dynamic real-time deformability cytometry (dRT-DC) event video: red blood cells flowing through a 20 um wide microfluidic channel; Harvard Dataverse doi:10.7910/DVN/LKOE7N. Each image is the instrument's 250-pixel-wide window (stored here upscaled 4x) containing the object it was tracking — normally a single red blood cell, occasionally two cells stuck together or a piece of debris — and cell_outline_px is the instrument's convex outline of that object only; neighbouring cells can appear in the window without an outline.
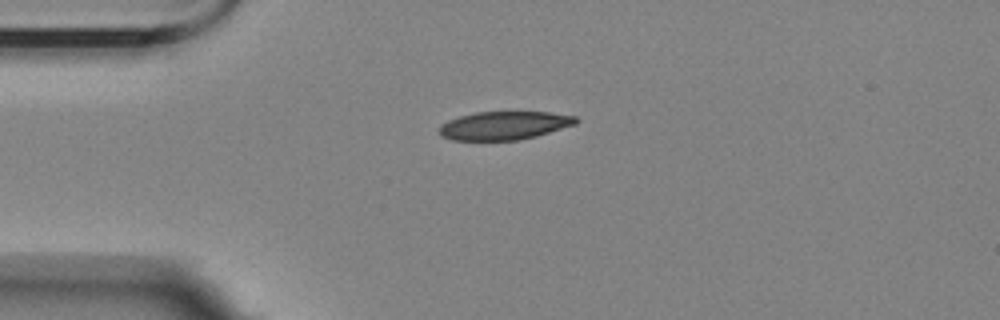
{"species": "Egyptian fruit bat (a non-hibernating species)", "species_latin": "Rousettus aegyptiacus", "temperature_condition": "room temperature", "stored_images_in_passage": 4, "camera_frame_rate_fps": 3000, "um_per_image_px": 0.085, "animal": {"sex": "female"}, "frame": {"image": 1, "passage_image": 1, "time_ms": 0.0, "image_size_px": [1000, 320], "cell_outline_px": [[580, 120], [576, 124], [536, 136], [520, 140], [452, 140], [440, 136], [436, 132], [440, 124], [448, 120], [460, 116], [476, 112], [548, 112], [576, 116]], "centroid_in_image_um": [42.82, 10.67], "position_along_channel_um": 42.2, "area_um2": 22.77}}
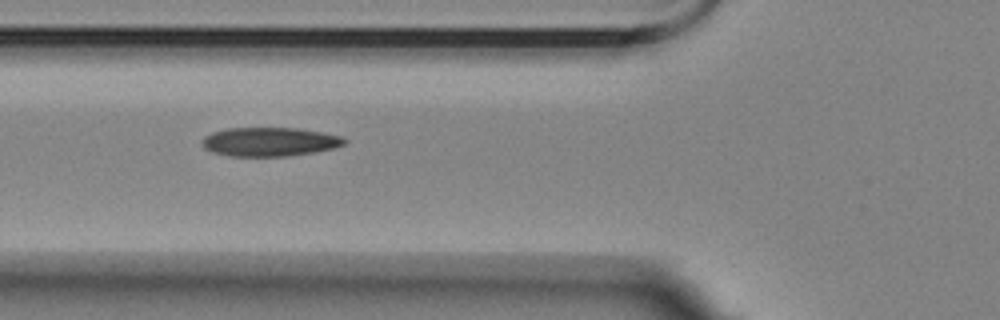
{"frame": {"image": 2, "passage_image": 3, "time_ms": 2.333, "image_size_px": [1000, 320], "cell_outline_px": [[348, 140], [344, 144], [332, 148], [312, 152], [288, 156], [228, 156], [212, 152], [204, 148], [204, 136], [212, 132], [224, 128], [300, 128], [340, 136]], "centroid_in_image_um": [22.89, 12.05], "position_along_channel_um": 102.9, "area_um2": 23.81}}
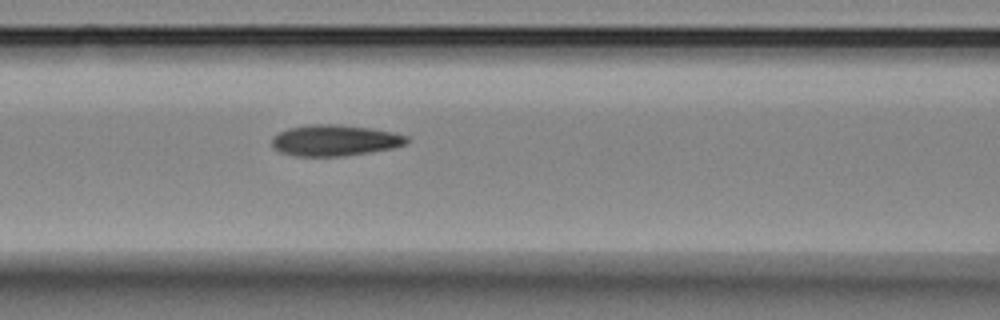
{"frame": {"image": 3, "passage_image": 4, "time_ms": 3.333, "image_size_px": [1000, 320], "cell_outline_px": [[408, 144], [392, 148], [344, 156], [296, 156], [280, 152], [272, 148], [272, 136], [288, 128], [312, 124], [332, 124], [368, 128], [392, 132], [408, 136]], "centroid_in_image_um": [28.43, 11.94], "position_along_channel_um": 138.2, "area_um2": 24.33}}